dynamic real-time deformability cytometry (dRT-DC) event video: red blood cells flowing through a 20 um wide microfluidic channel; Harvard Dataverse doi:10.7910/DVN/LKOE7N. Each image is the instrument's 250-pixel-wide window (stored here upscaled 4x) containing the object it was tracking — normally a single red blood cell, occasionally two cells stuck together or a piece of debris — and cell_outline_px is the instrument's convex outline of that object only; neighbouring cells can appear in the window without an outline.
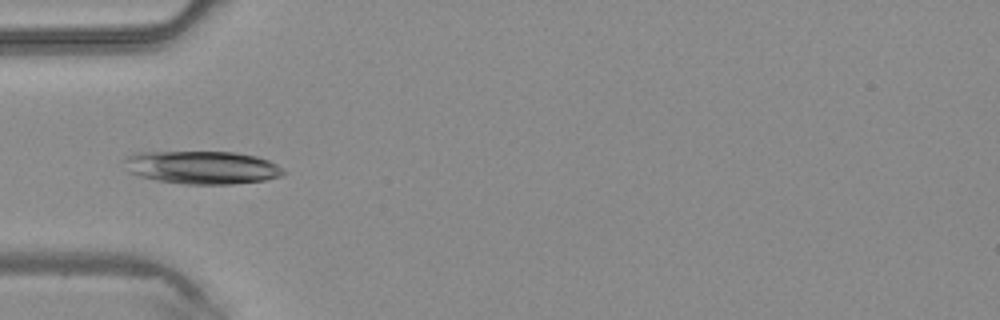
{"species": "common noctule bat (a hibernating species)", "species_latin": "Nyctalus noctula", "temperature_condition": "warm", "stored_images_in_passage": 3, "camera_frame_rate_fps": 3000, "um_per_image_px": 0.085, "animal": {"sex": "male", "body_mass_g": 20.4}, "frame": {"image": 1, "passage_image": 3, "time_ms": 0.667, "image_size_px": [1000, 320], "cell_outline_px": [[284, 172], [280, 176], [264, 180], [232, 184], [184, 184], [156, 180], [140, 176], [128, 172], [124, 160], [132, 152], [236, 152], [256, 156], [268, 160], [284, 168]], "centroid_in_image_um": [17.16, 14.23], "position_along_channel_um": 67.8, "area_um2": 30.63}}